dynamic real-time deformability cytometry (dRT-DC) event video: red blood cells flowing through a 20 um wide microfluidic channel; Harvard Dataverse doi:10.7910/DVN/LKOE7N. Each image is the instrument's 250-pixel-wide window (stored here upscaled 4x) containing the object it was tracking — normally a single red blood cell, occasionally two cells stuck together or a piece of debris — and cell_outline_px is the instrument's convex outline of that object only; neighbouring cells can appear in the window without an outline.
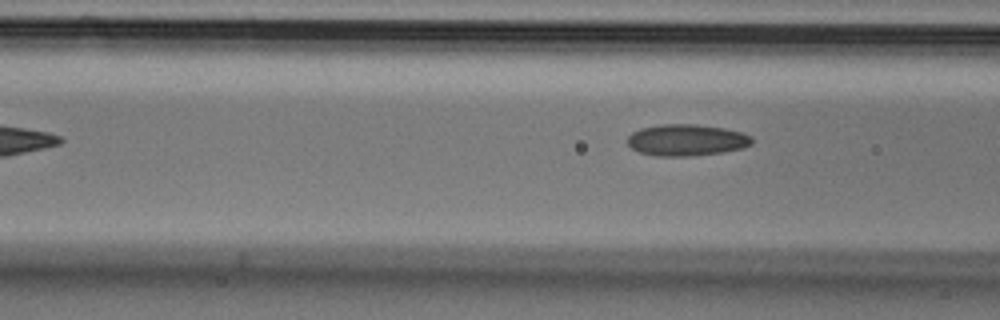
{"species": "Egyptian fruit bat (a non-hibernating species)", "species_latin": "Rousettus aegyptiacus", "temperature_condition": "cold", "stored_images_in_passage": 3, "camera_frame_rate_fps": 3000, "um_per_image_px": 0.085, "animal": {"sex": "male"}, "frame": {"image": 1, "passage_image": 3, "time_ms": 0.667, "image_size_px": [1000, 320], "cell_outline_px": [[752, 144], [744, 148], [724, 152], [692, 156], [656, 156], [640, 152], [632, 148], [628, 144], [628, 136], [632, 132], [640, 128], [660, 124], [696, 124], [724, 128], [744, 132], [752, 136]], "centroid_in_image_um": [58.39, 11.9], "position_along_channel_um": 108.2, "area_um2": 23.12}}